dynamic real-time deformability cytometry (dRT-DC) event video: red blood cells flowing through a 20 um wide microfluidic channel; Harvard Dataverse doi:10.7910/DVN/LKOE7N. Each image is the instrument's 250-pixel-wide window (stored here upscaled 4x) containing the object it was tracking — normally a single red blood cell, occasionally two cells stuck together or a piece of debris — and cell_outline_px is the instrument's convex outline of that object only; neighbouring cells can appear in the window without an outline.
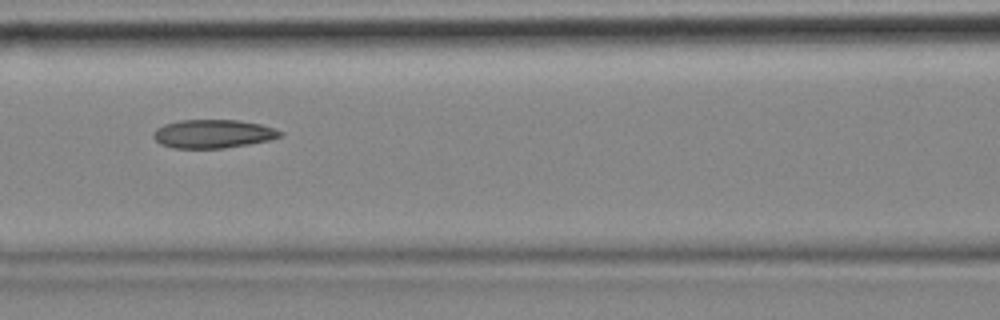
{"species": "common noctule bat (a hibernating species)", "species_latin": "Nyctalus noctula", "temperature_condition": "cold", "stored_images_in_passage": 14, "camera_frame_rate_fps": 3000, "um_per_image_px": 0.085, "animal": {"sex": "female", "body_mass_g": 18.4}, "frame": {"image": 1, "passage_image": 5, "time_ms": 1.333, "image_size_px": [1000, 320], "cell_outline_px": [[284, 132], [280, 136], [268, 140], [248, 144], [224, 148], [172, 148], [160, 144], [152, 136], [152, 132], [156, 128], [164, 124], [180, 120], [240, 120], [260, 124]], "centroid_in_image_um": [18.05, 11.37], "position_along_channel_um": 148.5, "area_um2": 21.04}}
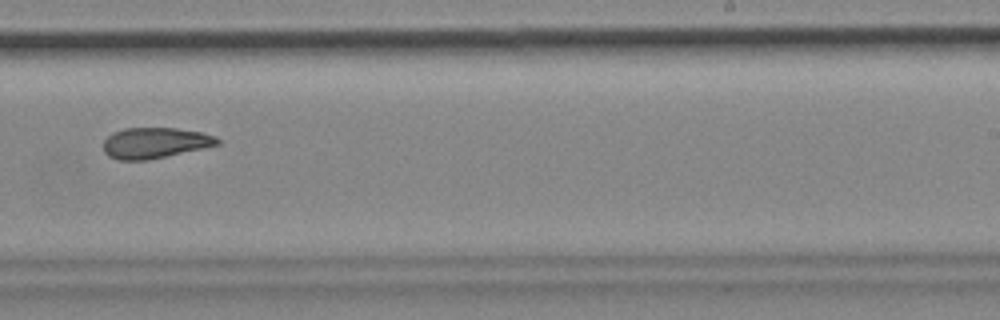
{"frame": {"image": 2, "passage_image": 8, "time_ms": 2.333, "image_size_px": [1000, 320], "cell_outline_px": [[220, 144], [148, 160], [120, 160], [108, 156], [104, 152], [104, 140], [112, 132], [124, 128], [176, 128], [200, 132], [216, 136], [220, 140]], "centroid_in_image_um": [13.15, 12.14], "position_along_channel_um": 275.9, "area_um2": 20.35}}
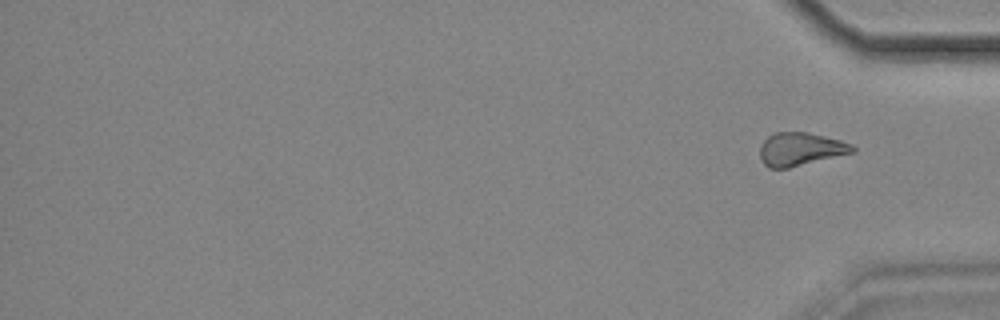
{"frame": {"image": 3, "passage_image": 14, "time_ms": 4.333, "image_size_px": [1000, 320], "cell_outline_px": [[856, 152], [788, 168], [768, 168], [760, 160], [760, 144], [772, 132], [808, 132], [840, 140], [852, 144], [856, 148]], "centroid_in_image_um": [68.03, 12.67], "position_along_channel_um": 367.2, "area_um2": 18.09}}